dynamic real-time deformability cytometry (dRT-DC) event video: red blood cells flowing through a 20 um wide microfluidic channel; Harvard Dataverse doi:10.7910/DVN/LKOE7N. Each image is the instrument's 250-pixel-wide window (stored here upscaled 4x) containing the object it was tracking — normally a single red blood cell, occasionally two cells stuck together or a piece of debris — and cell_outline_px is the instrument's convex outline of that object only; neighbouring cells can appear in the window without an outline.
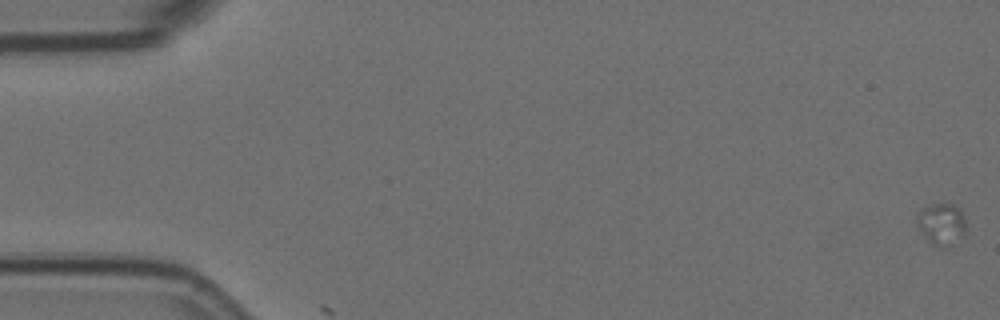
{"species": "Egyptian fruit bat (a non-hibernating species)", "species_latin": "Rousettus aegyptiacus", "temperature_condition": "room temperature", "stored_images_in_passage": 5, "camera_frame_rate_fps": 3000, "um_per_image_px": 0.085, "animal": {"sex": "female"}, "frame": {"image": 1, "passage_image": 1, "time_ms": 0.0, "image_size_px": [1000, 320], "cell_outline_px": [[964, 236], [944, 248], [932, 244], [916, 228], [916, 216], [920, 208], [932, 204], [952, 204], [960, 208], [964, 220]], "centroid_in_image_um": [79.97, 19.03], "position_along_channel_um": 5.0, "area_um2": 12.02}}
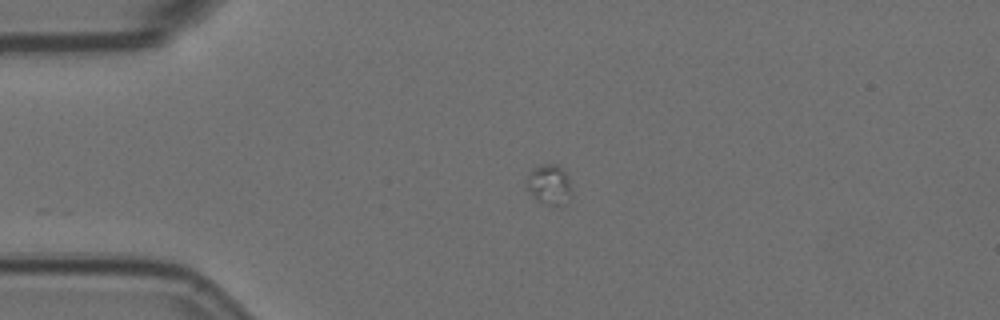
{"frame": {"image": 2, "passage_image": 5, "time_ms": 1.333, "image_size_px": [1000, 320], "cell_outline_px": [[572, 192], [568, 204], [548, 204], [536, 200], [532, 196], [524, 184], [528, 172], [532, 168], [540, 164], [556, 164], [564, 168], [568, 176]], "centroid_in_image_um": [46.67, 15.66], "position_along_channel_um": 38.3, "area_um2": 10.92}}